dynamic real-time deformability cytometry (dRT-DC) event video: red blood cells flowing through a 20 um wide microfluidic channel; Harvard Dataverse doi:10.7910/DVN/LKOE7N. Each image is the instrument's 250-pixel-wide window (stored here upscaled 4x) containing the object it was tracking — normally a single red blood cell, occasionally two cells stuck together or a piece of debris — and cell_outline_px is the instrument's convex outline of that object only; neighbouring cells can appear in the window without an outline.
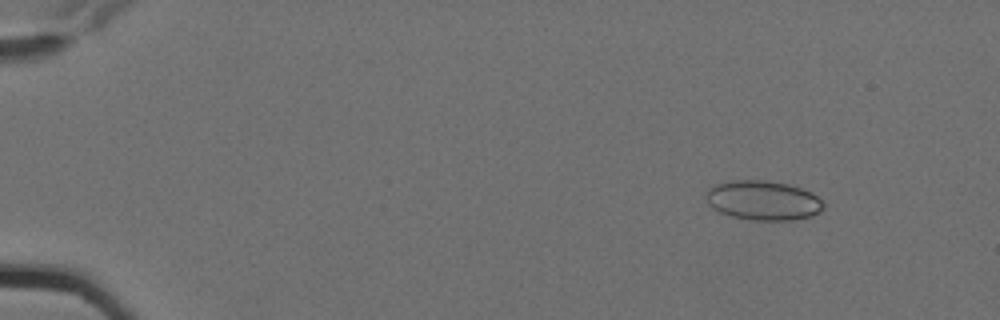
{"species": "Egyptian fruit bat (a non-hibernating species)", "species_latin": "Rousettus aegyptiacus", "temperature_condition": "cold", "stored_images_in_passage": 6, "camera_frame_rate_fps": 3000, "um_per_image_px": 0.085, "animal": {"sex": "female"}, "frame": {"image": 1, "passage_image": 3, "time_ms": 0.667, "image_size_px": [1000, 320], "cell_outline_px": [[824, 208], [820, 212], [812, 216], [792, 220], [752, 220], [732, 216], [720, 212], [712, 208], [708, 204], [704, 192], [708, 188], [716, 184], [732, 180], [764, 180], [788, 184], [812, 192], [824, 204]], "centroid_in_image_um": [64.84, 17.03], "position_along_channel_um": 20.2, "area_um2": 27.17}}